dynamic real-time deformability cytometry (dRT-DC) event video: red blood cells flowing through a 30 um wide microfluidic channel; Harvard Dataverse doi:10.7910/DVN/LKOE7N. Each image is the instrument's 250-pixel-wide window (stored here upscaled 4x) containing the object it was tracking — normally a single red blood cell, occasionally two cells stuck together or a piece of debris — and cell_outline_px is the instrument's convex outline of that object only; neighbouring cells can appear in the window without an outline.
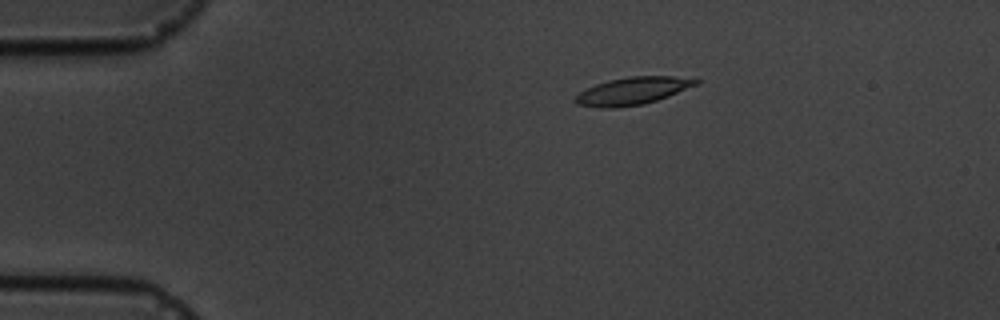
{"species": "common noctule bat (a hibernating species)", "species_latin": "Nyctalus noctula", "temperature_condition": "cold", "stored_images_in_passage": 6, "camera_frame_rate_fps": 3000, "um_per_image_px": 0.085, "animal": {"sex": "male", "body_mass_g": 19.5, "forearm_length_mm": 54.6}, "frame": {"image": 1, "passage_image": 3, "time_ms": 2.333, "image_size_px": [1000, 320], "cell_outline_px": [[700, 84], [668, 96], [644, 104], [616, 108], [600, 108], [576, 104], [572, 100], [580, 92], [596, 84], [608, 80], [628, 76], [672, 76], [700, 80]], "centroid_in_image_um": [53.76, 7.73], "position_along_channel_um": 31.2, "area_um2": 19.36}}
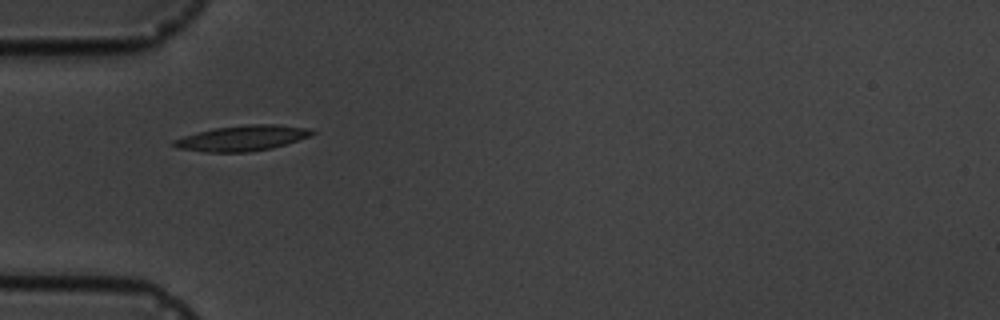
{"frame": {"image": 2, "passage_image": 5, "time_ms": 4.667, "image_size_px": [1000, 320], "cell_outline_px": [[316, 132], [308, 136], [272, 148], [248, 152], [204, 152], [176, 148], [172, 144], [172, 140], [196, 132], [216, 128], [248, 124], [280, 124], [308, 128]], "centroid_in_image_um": [20.54, 11.74], "position_along_channel_um": 64.5, "area_um2": 20.4}}
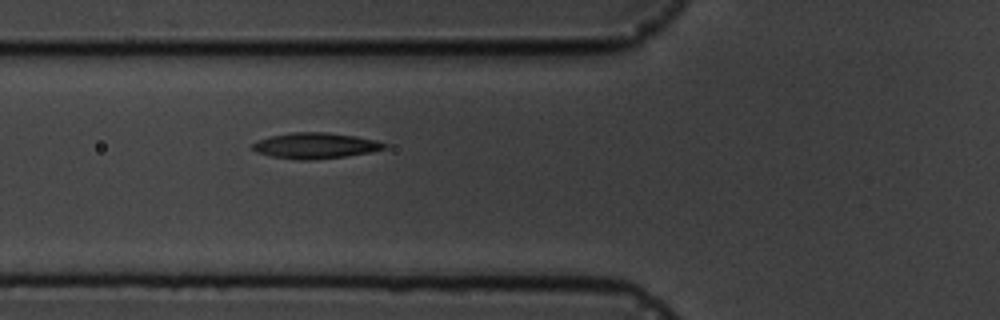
{"frame": {"image": 3, "passage_image": 6, "time_ms": 5.667, "image_size_px": [1000, 320], "cell_outline_px": [[388, 144], [384, 148], [368, 152], [344, 156], [312, 160], [300, 160], [272, 156], [256, 152], [252, 148], [252, 144], [256, 140], [272, 136], [292, 132], [324, 132], [356, 136], [376, 140]], "centroid_in_image_um": [26.77, 12.37], "position_along_channel_um": 99.0, "area_um2": 19.59}}